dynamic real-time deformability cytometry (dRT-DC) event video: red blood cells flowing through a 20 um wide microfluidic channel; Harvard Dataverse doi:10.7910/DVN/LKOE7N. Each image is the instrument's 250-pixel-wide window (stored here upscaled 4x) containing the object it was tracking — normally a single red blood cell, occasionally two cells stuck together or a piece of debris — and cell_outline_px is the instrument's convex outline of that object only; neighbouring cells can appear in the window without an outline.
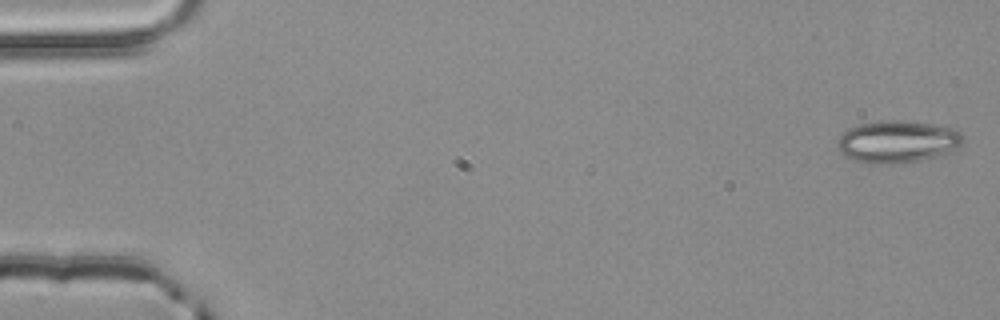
{"species": "common noctule bat (a hibernating species)", "species_latin": "Nyctalus noctula", "temperature_condition": "room temperature", "stored_images_in_passage": 4, "camera_frame_rate_fps": 3000, "um_per_image_px": 0.085, "animal": {"sex": "male", "body_mass_g": 20.4}, "frame": {"image": 1, "passage_image": 1, "time_ms": 0.0, "image_size_px": [1000, 320], "cell_outline_px": [[964, 140], [956, 148], [932, 156], [916, 160], [888, 164], [872, 164], [852, 160], [844, 156], [840, 152], [836, 144], [836, 140], [848, 128], [860, 124], [880, 120], [904, 120], [932, 124], [952, 128], [960, 132], [964, 136]], "centroid_in_image_um": [76.2, 12.02], "position_along_channel_um": 8.8, "area_um2": 30.69}}